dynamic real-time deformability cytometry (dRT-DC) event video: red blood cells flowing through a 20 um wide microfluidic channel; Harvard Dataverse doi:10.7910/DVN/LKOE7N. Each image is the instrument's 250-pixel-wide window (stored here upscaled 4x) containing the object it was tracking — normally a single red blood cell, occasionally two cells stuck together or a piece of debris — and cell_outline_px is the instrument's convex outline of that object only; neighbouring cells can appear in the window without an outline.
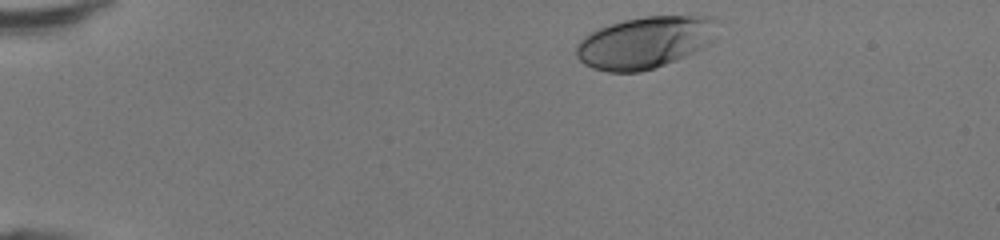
{"species": "human", "species_latin": "Homo sapiens", "temperature_condition": "room temperature", "stored_images_in_passage": 36, "camera_frame_rate_fps": 3000, "um_per_image_px": 0.085, "donor": {"sex": "female"}, "frame": {"image": 1, "passage_image": 1, "time_ms": 0.0, "image_size_px": [1000, 240], "cell_outline_px": [[716, 40], [704, 48], [696, 52], [676, 60], [640, 72], [608, 72], [592, 68], [584, 64], [576, 56], [576, 44], [588, 32], [596, 28], [624, 20], [644, 16], [712, 16], [716, 20]], "centroid_in_image_um": [54.83, 3.6], "position_along_channel_um": 30.2, "area_um2": 43.12}}
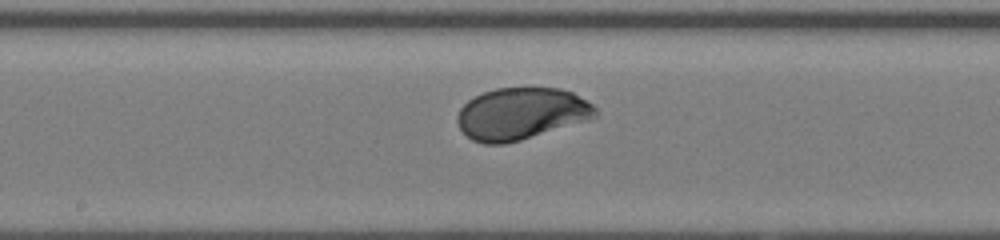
{"frame": {"image": 2, "passage_image": 19, "time_ms": 6.0, "image_size_px": [1000, 240], "cell_outline_px": [[600, 112], [596, 116], [588, 120], [520, 140], [504, 144], [484, 144], [472, 140], [460, 128], [456, 120], [456, 116], [460, 108], [468, 100], [484, 92], [496, 88], [560, 88], [572, 92], [592, 104]], "centroid_in_image_um": [44.3, 9.66], "position_along_channel_um": 203.9, "area_um2": 41.67}}
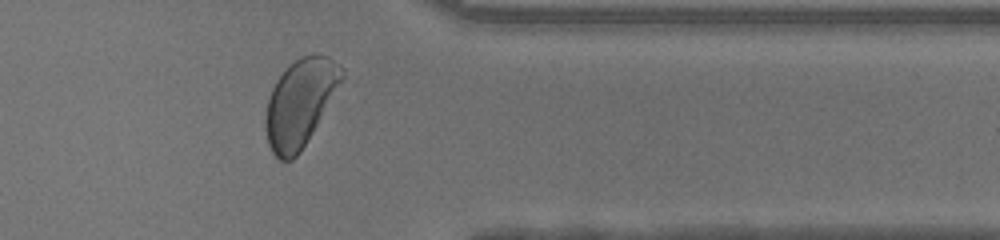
{"frame": {"image": 3, "passage_image": 32, "time_ms": 10.333, "image_size_px": [1000, 240], "cell_outline_px": [[352, 76], [300, 152], [292, 160], [280, 160], [272, 152], [268, 144], [264, 128], [264, 120], [268, 100], [272, 88], [276, 80], [296, 60], [304, 56], [328, 56], [340, 64]], "centroid_in_image_um": [25.64, 8.74], "position_along_channel_um": 385.8, "area_um2": 40.17}, "authors_computed_cell_mechanics": {"area_um2": 41.7027, "velocity_mm_per_s": 4.3208, "shape_relaxation_time_tau1_ms": 2.6249, "shape_relaxation_time_tau2_ms": null, "deformation_change_tau1": 0.1583, "deformation_change_tau2": null}}